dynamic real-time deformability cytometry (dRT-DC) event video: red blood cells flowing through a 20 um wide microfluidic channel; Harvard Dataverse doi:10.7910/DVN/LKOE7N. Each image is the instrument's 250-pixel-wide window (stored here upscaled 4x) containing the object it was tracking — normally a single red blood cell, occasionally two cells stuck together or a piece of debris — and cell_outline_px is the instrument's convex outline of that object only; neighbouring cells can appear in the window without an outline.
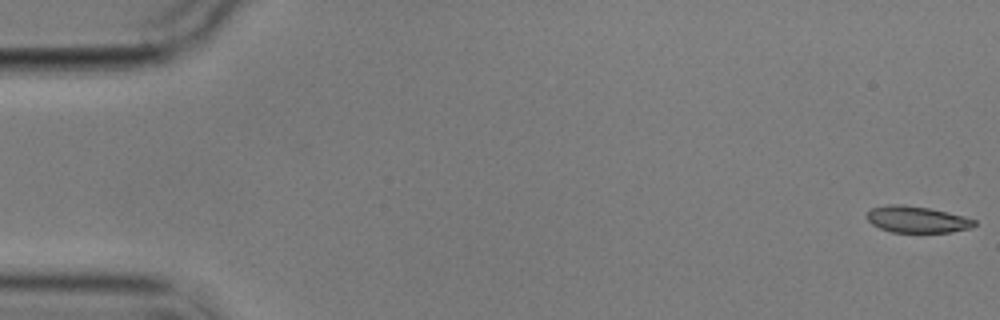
{"species": "common noctule bat (a hibernating species)", "species_latin": "Nyctalus noctula", "temperature_condition": "cold", "stored_images_in_passage": 15, "camera_frame_rate_fps": 3000, "um_per_image_px": 0.085, "animal": {"sex": "male", "body_mass_g": 17.9}, "frame": {"image": 1, "passage_image": 1, "time_ms": 0.0, "image_size_px": [1000, 320], "cell_outline_px": [[976, 224], [972, 228], [948, 232], [892, 232], [880, 228], [872, 224], [864, 216], [872, 208], [888, 204], [904, 204], [928, 208], [964, 216], [976, 220]], "centroid_in_image_um": [77.92, 18.65], "position_along_channel_um": 7.1, "area_um2": 16.59}}
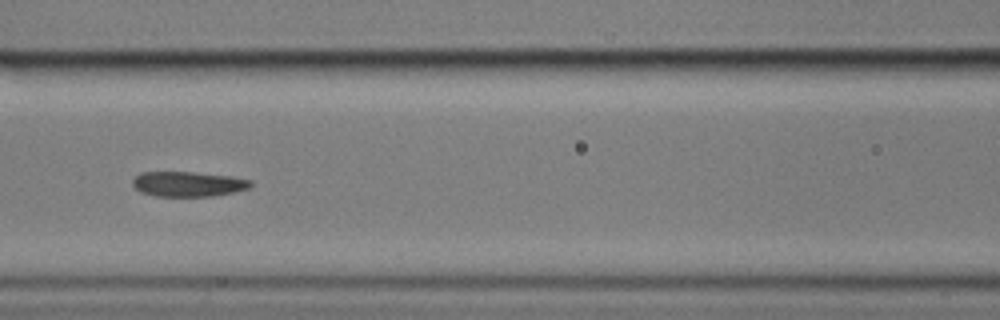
{"frame": {"image": 2, "passage_image": 7, "time_ms": 8.0, "image_size_px": [1000, 320], "cell_outline_px": [[252, 184], [248, 188], [232, 192], [212, 196], [156, 196], [140, 192], [132, 184], [132, 180], [140, 172], [192, 172], [232, 176], [252, 180]], "centroid_in_image_um": [15.97, 15.63], "position_along_channel_um": 150.6, "area_um2": 17.17}}
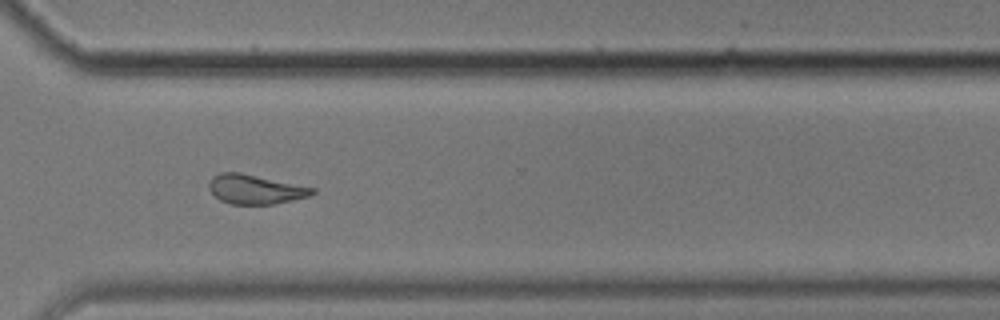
{"frame": {"image": 3, "passage_image": 12, "time_ms": 13.667, "image_size_px": [1000, 320], "cell_outline_px": [[316, 192], [308, 196], [292, 200], [272, 204], [232, 204], [220, 200], [208, 188], [208, 184], [212, 176], [220, 172], [240, 172], [316, 188]], "centroid_in_image_um": [21.68, 16.08], "position_along_channel_um": 348.9, "area_um2": 17.63}, "authors_computed_cell_mechanics": {"area_um2": 17.629, "velocity_mm_per_s": 3.5064, "shape_relaxation_time_tau1_ms": null, "shape_relaxation_time_tau2_ms": 7.2731, "deformation_change_tau1": null, "deformation_change_tau2": 0.1283}}